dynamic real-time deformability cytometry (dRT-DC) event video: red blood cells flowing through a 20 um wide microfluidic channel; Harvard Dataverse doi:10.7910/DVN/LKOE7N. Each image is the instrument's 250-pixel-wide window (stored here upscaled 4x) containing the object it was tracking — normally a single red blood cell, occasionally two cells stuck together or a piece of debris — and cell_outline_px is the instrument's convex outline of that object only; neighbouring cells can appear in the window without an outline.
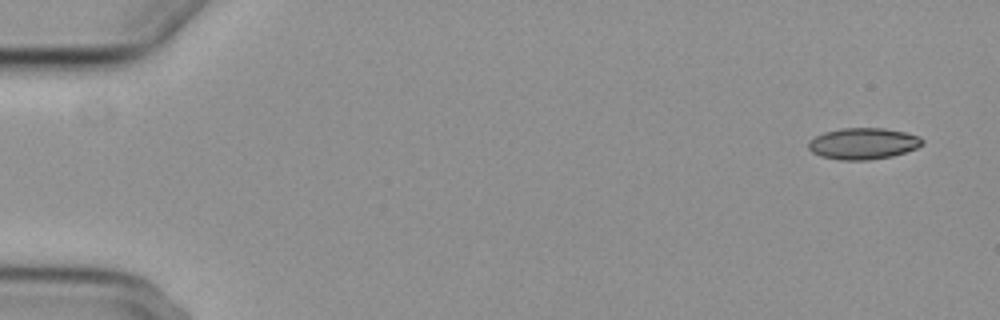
{"species": "common noctule bat (a hibernating species)", "species_latin": "Nyctalus noctula", "temperature_condition": "cold", "stored_images_in_passage": 5, "camera_frame_rate_fps": 3000, "um_per_image_px": 0.085, "animal": {"sex": "female", "body_mass_g": 29.2, "forearm_length_mm": 56.3}, "frame": {"image": 1, "passage_image": 1, "time_ms": 0.0, "image_size_px": [1000, 320], "cell_outline_px": [[924, 144], [916, 148], [892, 156], [868, 160], [840, 160], [820, 156], [812, 152], [808, 148], [808, 140], [824, 132], [840, 128], [884, 128], [904, 132], [920, 136], [924, 140]], "centroid_in_image_um": [73.36, 12.2], "position_along_channel_um": 11.6, "area_um2": 20.92}}
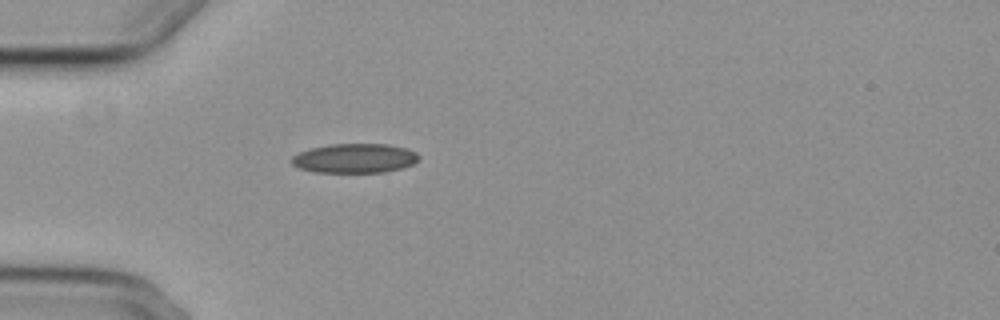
{"frame": {"image": 2, "passage_image": 5, "time_ms": 4.667, "image_size_px": [1000, 320], "cell_outline_px": [[420, 160], [412, 164], [400, 168], [384, 172], [316, 172], [300, 168], [292, 164], [288, 160], [292, 156], [300, 152], [312, 148], [328, 144], [388, 144], [408, 148], [416, 152], [420, 156]], "centroid_in_image_um": [30.16, 13.44], "position_along_channel_um": 54.8, "area_um2": 21.85}}